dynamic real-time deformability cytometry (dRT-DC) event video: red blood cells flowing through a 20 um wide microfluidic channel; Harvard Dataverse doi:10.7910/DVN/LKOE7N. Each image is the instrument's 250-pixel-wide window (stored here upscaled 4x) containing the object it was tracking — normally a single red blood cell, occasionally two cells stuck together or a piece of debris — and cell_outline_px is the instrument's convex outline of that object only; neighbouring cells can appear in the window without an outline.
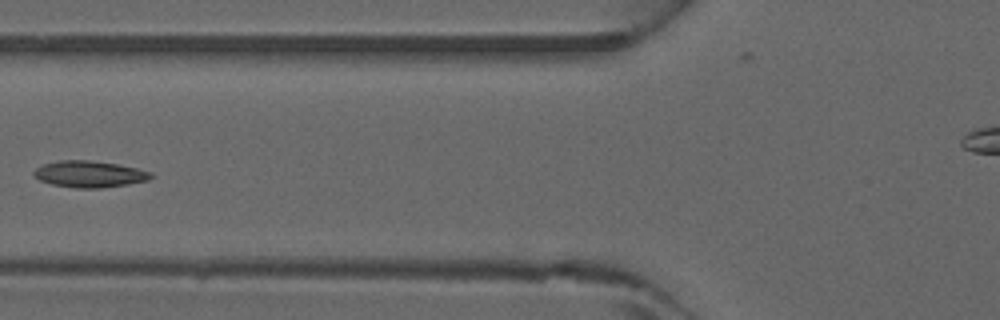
{"species": "common noctule bat (a hibernating species)", "species_latin": "Nyctalus noctula", "temperature_condition": "warm", "stored_images_in_passage": 6, "camera_frame_rate_fps": 3000, "um_per_image_px": 0.085, "animal": {"sex": "male", "forearm_length_mm": 52.5}, "frame": {"image": 1, "passage_image": 5, "time_ms": 1.333, "image_size_px": [1000, 320], "cell_outline_px": [[152, 176], [148, 180], [128, 184], [100, 188], [76, 188], [52, 184], [40, 180], [32, 172], [36, 168], [44, 164], [60, 160], [92, 160], [116, 164], [136, 168], [152, 172]], "centroid_in_image_um": [7.6, 14.79], "position_along_channel_um": 118.2, "area_um2": 17.92}}